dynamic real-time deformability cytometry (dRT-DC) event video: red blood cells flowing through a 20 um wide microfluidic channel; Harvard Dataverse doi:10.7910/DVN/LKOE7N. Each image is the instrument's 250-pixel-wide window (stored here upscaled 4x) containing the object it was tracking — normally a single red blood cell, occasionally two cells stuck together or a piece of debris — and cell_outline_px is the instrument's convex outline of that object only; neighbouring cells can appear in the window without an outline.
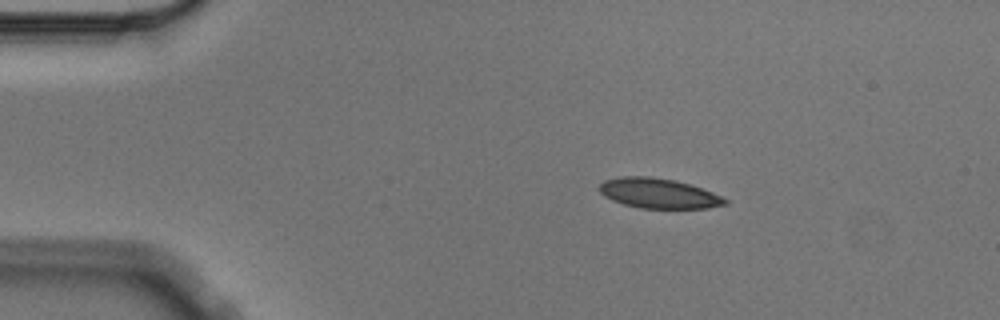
{"species": "Egyptian fruit bat (a non-hibernating species)", "species_latin": "Rousettus aegyptiacus", "temperature_condition": "cold", "stored_images_in_passage": 3, "camera_frame_rate_fps": 3000, "um_per_image_px": 0.085, "animal": {"sex": "male"}, "frame": {"image": 1, "passage_image": 2, "time_ms": 0.333, "image_size_px": [1000, 320], "cell_outline_px": [[728, 204], [708, 208], [640, 208], [624, 204], [612, 200], [604, 196], [600, 192], [600, 184], [604, 180], [620, 176], [652, 176], [676, 180], [692, 184], [712, 192], [728, 200]], "centroid_in_image_um": [55.99, 16.42], "position_along_channel_um": 29.0, "area_um2": 22.08}}